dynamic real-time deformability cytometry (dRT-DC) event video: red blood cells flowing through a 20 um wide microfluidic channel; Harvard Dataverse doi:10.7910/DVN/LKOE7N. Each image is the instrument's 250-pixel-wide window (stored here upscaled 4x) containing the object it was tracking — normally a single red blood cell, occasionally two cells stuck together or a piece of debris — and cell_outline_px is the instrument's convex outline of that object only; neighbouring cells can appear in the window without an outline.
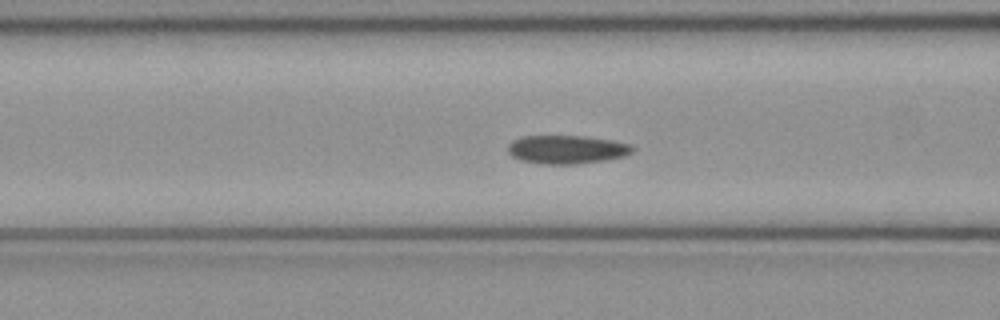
{"species": "common noctule bat (a hibernating species)", "species_latin": "Nyctalus noctula", "temperature_condition": "cold", "stored_images_in_passage": 41, "camera_frame_rate_fps": 3000, "um_per_image_px": 0.085, "animal": {"sex": "female", "body_mass_g": 21.9}, "frame": {"image": 1, "passage_image": 20, "time_ms": 6.333, "image_size_px": [1000, 320], "cell_outline_px": [[636, 148], [632, 152], [624, 156], [604, 160], [576, 164], [544, 164], [520, 160], [512, 156], [508, 152], [508, 144], [512, 140], [520, 136], [584, 136], [612, 140], [632, 144]], "centroid_in_image_um": [48.18, 12.7], "position_along_channel_um": 118.4, "area_um2": 20.81}}
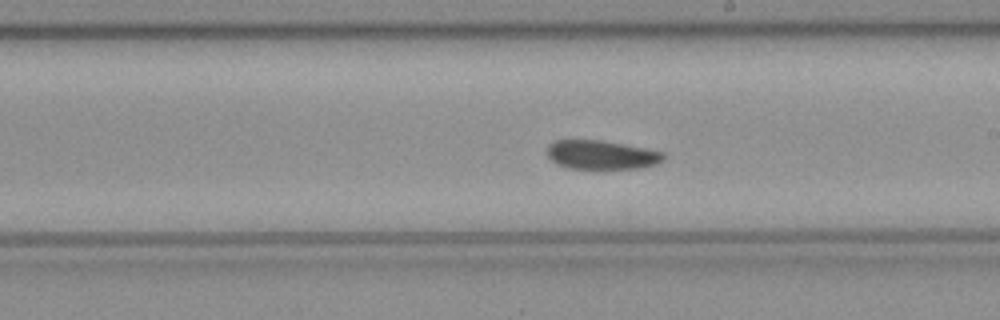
{"frame": {"image": 2, "passage_image": 29, "time_ms": 9.333, "image_size_px": [1000, 320], "cell_outline_px": [[664, 160], [656, 164], [640, 168], [568, 168], [556, 164], [548, 156], [548, 144], [556, 140], [600, 140], [624, 144], [664, 152]], "centroid_in_image_um": [51.12, 13.15], "position_along_channel_um": 237.9, "area_um2": 19.48}}
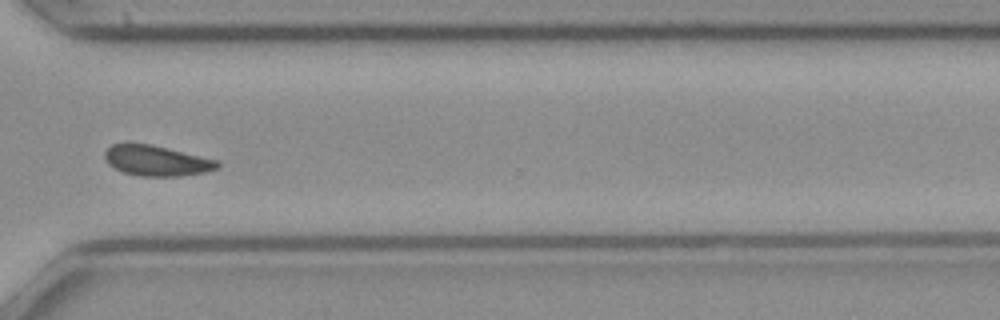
{"frame": {"image": 3, "passage_image": 38, "time_ms": 12.333, "image_size_px": [1000, 320], "cell_outline_px": [[220, 168], [208, 172], [180, 176], [140, 176], [124, 172], [108, 164], [104, 156], [104, 152], [112, 144], [124, 140], [152, 144], [220, 160]], "centroid_in_image_um": [13.32, 13.62], "position_along_channel_um": 357.3, "area_um2": 20.69}, "authors_computed_cell_mechanics": {"area_um2": 20.519, "velocity_mm_per_s": 3.9855, "shape_relaxation_time_tau1_ms": 2.9458, "shape_relaxation_time_tau2_ms": null, "deformation_change_tau1": 0.0962, "deformation_change_tau2": null}}